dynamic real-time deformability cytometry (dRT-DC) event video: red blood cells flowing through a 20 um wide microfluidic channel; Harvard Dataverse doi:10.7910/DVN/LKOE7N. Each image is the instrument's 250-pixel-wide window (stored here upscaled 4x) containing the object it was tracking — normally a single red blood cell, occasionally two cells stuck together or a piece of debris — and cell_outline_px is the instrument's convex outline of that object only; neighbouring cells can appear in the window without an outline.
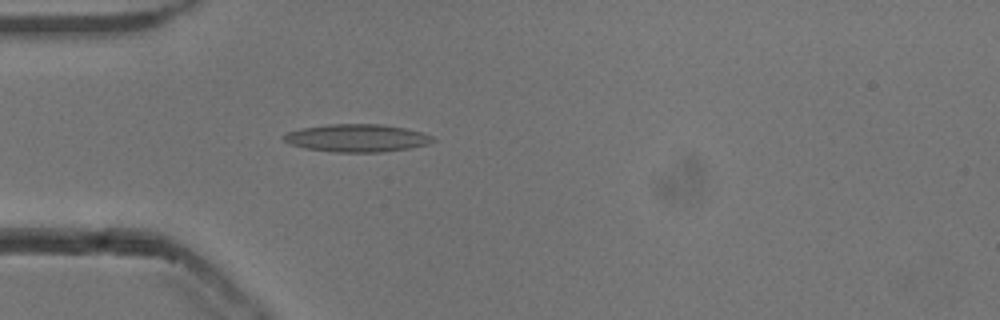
{"species": "common noctule bat (a hibernating species)", "species_latin": "Nyctalus noctula", "temperature_condition": "cold", "stored_images_in_passage": 48, "camera_frame_rate_fps": 3000, "um_per_image_px": 0.085, "animal": {"sex": "male", "body_mass_g": 13.3}, "frame": {"image": 1, "passage_image": 10, "time_ms": 3.0, "image_size_px": [1000, 320], "cell_outline_px": [[436, 140], [428, 144], [412, 148], [380, 152], [332, 152], [304, 148], [292, 144], [284, 140], [280, 136], [288, 132], [300, 128], [328, 124], [380, 124], [404, 128], [420, 132], [432, 136]], "centroid_in_image_um": [30.32, 11.73], "position_along_channel_um": 54.7, "area_um2": 24.1}}
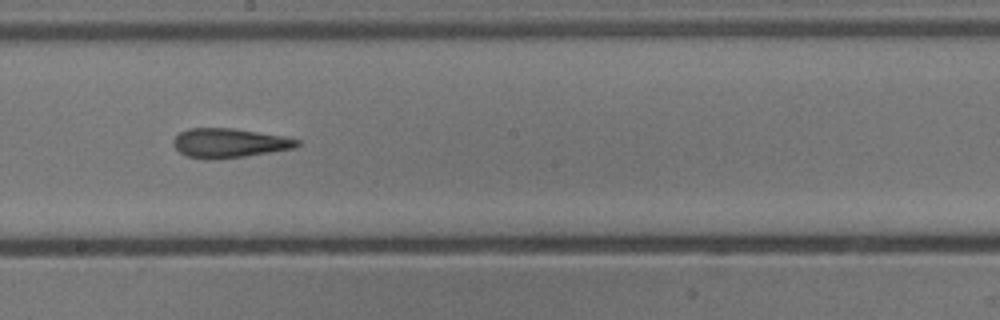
{"frame": {"image": 2, "passage_image": 24, "time_ms": 7.667, "image_size_px": [1000, 320], "cell_outline_px": [[300, 144], [296, 148], [272, 152], [244, 156], [208, 160], [188, 156], [180, 152], [172, 144], [172, 140], [180, 132], [188, 128], [232, 128], [284, 136], [300, 140]], "centroid_in_image_um": [19.49, 12.15], "position_along_channel_um": 228.7, "area_um2": 21.15}}
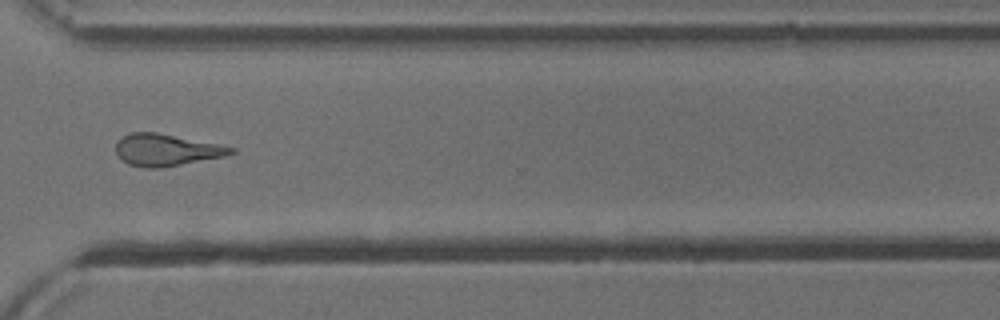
{"frame": {"image": 3, "passage_image": 34, "time_ms": 11.0, "image_size_px": [1000, 320], "cell_outline_px": [[236, 152], [224, 156], [160, 168], [144, 168], [128, 164], [116, 152], [116, 140], [132, 132], [156, 132], [220, 144], [236, 148]], "centroid_in_image_um": [14.14, 12.74], "position_along_channel_um": 356.5, "area_um2": 21.27}, "authors_computed_cell_mechanics": {"area_um2": 21.7617, "velocity_mm_per_s": 3.847, "shape_relaxation_time_tau1_ms": null, "shape_relaxation_time_tau2_ms": 5.2951, "deformation_change_tau1": null, "deformation_change_tau2": 0.1907}}